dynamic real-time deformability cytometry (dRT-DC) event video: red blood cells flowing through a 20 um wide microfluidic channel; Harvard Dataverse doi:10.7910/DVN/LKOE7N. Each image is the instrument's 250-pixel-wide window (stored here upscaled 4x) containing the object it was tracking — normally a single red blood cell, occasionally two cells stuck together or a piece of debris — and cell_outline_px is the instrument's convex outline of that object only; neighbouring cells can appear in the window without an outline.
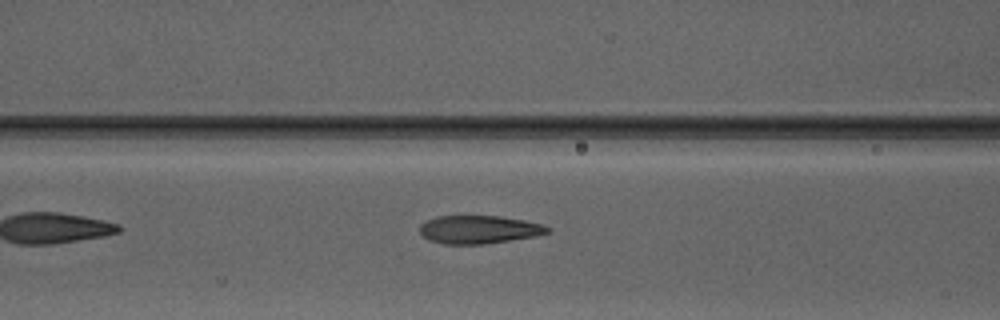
{"species": "Egyptian fruit bat (a non-hibernating species)", "species_latin": "Rousettus aegyptiacus", "temperature_condition": "warm", "stored_images_in_passage": 6, "camera_frame_rate_fps": 3000, "um_per_image_px": 0.085, "animal": {"sex": "male"}, "frame": {"image": 1, "passage_image": 6, "time_ms": 6.0, "image_size_px": [1000, 320], "cell_outline_px": [[552, 228], [548, 232], [536, 236], [484, 244], [444, 244], [428, 240], [420, 232], [420, 224], [436, 216], [500, 216], [524, 220], [544, 224]], "centroid_in_image_um": [40.73, 19.51], "position_along_channel_um": 125.9, "area_um2": 20.98}}